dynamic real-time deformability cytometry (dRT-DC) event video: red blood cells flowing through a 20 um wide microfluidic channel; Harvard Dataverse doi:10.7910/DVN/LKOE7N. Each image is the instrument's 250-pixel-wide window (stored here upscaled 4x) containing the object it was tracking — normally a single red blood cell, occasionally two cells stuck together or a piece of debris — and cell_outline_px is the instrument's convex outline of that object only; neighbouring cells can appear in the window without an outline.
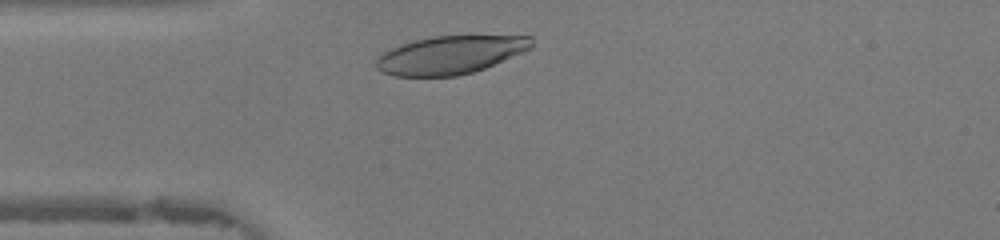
{"species": "human", "species_latin": "Homo sapiens", "temperature_condition": "warm", "stored_images_in_passage": 28, "camera_frame_rate_fps": 3000, "um_per_image_px": 0.085, "donor": {"sex": "female"}, "frame": {"image": 1, "passage_image": 3, "time_ms": 0.667, "image_size_px": [1000, 240], "cell_outline_px": [[532, 48], [524, 52], [484, 68], [472, 72], [456, 76], [396, 76], [380, 72], [376, 68], [376, 60], [384, 52], [400, 44], [432, 36], [532, 36]], "centroid_in_image_um": [38.26, 4.67], "position_along_channel_um": 46.7, "area_um2": 34.33}}
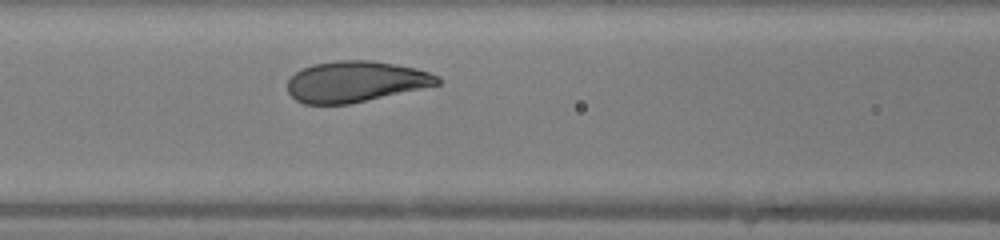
{"frame": {"image": 2, "passage_image": 10, "time_ms": 3.0, "image_size_px": [1000, 240], "cell_outline_px": [[440, 84], [348, 104], [304, 104], [296, 100], [288, 92], [288, 80], [300, 68], [312, 64], [336, 60], [372, 60], [396, 64], [416, 68], [440, 76]], "centroid_in_image_um": [30.2, 6.92], "position_along_channel_um": 136.4, "area_um2": 35.72}}
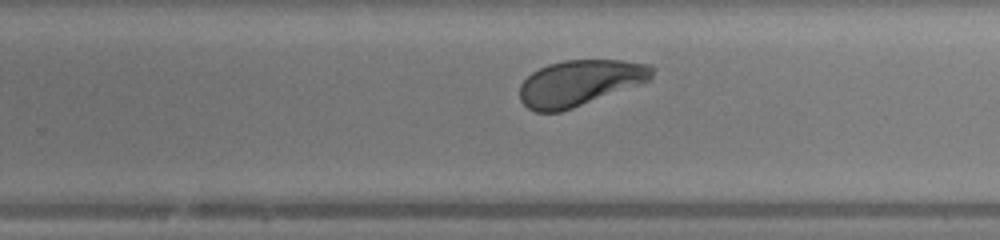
{"frame": {"image": 3, "passage_image": 20, "time_ms": 6.333, "image_size_px": [1000, 240], "cell_outline_px": [[652, 76], [648, 80], [640, 84], [572, 108], [560, 112], [536, 112], [528, 108], [520, 100], [520, 84], [532, 72], [548, 64], [564, 60], [620, 60], [652, 64]], "centroid_in_image_um": [49.26, 7.04], "position_along_channel_um": 280.5, "area_um2": 35.08}, "authors_computed_cell_mechanics": {"area_um2": 35.8649, "velocity_mm_per_s": 4.3356, "shape_relaxation_time_tau1_ms": 1.8344, "shape_relaxation_time_tau2_ms": null, "deformation_change_tau1": 0.1374, "deformation_change_tau2": null}}